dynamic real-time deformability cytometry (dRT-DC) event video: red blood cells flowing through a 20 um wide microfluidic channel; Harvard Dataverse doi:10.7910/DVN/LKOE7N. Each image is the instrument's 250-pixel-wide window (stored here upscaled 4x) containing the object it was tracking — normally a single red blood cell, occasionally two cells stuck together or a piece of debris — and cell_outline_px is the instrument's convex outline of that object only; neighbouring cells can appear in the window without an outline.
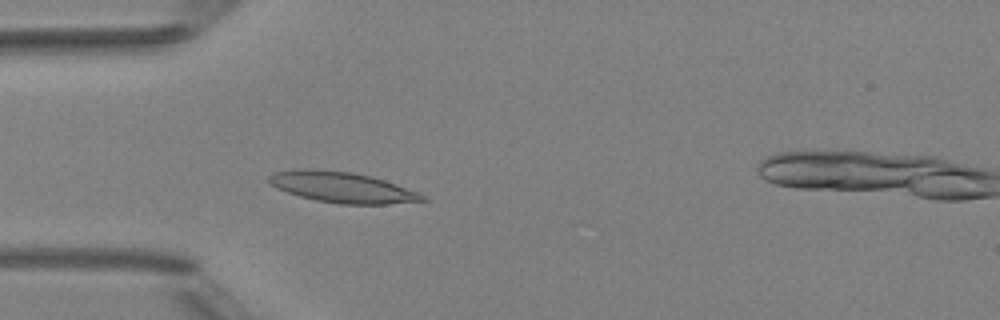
{"species": "Egyptian fruit bat (a non-hibernating species)", "species_latin": "Rousettus aegyptiacus", "temperature_condition": "room temperature", "stored_images_in_passage": 5, "camera_frame_rate_fps": 3000, "um_per_image_px": 0.085, "animal": {"sex": "female"}, "frame": {"image": 1, "passage_image": 4, "time_ms": 3.667, "image_size_px": [1000, 320], "cell_outline_px": [[428, 200], [388, 204], [340, 204], [316, 200], [300, 196], [276, 188], [268, 180], [268, 176], [276, 172], [352, 172], [384, 180], [420, 192]], "centroid_in_image_um": [29.21, 15.98], "position_along_channel_um": 55.8, "area_um2": 26.07}}